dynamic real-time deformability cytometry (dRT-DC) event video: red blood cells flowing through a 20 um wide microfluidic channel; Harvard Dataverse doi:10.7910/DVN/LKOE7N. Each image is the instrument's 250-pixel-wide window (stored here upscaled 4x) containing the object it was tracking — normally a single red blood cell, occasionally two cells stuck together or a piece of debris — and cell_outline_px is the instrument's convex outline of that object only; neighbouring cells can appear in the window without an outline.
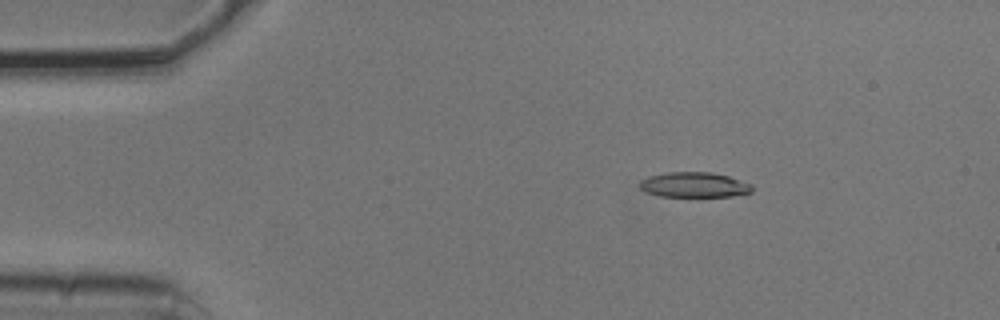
{"species": "common noctule bat (a hibernating species)", "species_latin": "Nyctalus noctula", "temperature_condition": "cold", "stored_images_in_passage": 5, "camera_frame_rate_fps": 3000, "um_per_image_px": 0.085, "animal": {"sex": "male", "body_mass_g": 20.5, "forearm_length_mm": 52.5}, "frame": {"image": 1, "passage_image": 3, "time_ms": 0.667, "image_size_px": [1000, 320], "cell_outline_px": [[752, 192], [732, 196], [660, 196], [644, 192], [640, 188], [640, 180], [648, 176], [668, 172], [712, 172], [728, 176], [752, 184]], "centroid_in_image_um": [58.99, 15.7], "position_along_channel_um": 26.0, "area_um2": 16.47}}